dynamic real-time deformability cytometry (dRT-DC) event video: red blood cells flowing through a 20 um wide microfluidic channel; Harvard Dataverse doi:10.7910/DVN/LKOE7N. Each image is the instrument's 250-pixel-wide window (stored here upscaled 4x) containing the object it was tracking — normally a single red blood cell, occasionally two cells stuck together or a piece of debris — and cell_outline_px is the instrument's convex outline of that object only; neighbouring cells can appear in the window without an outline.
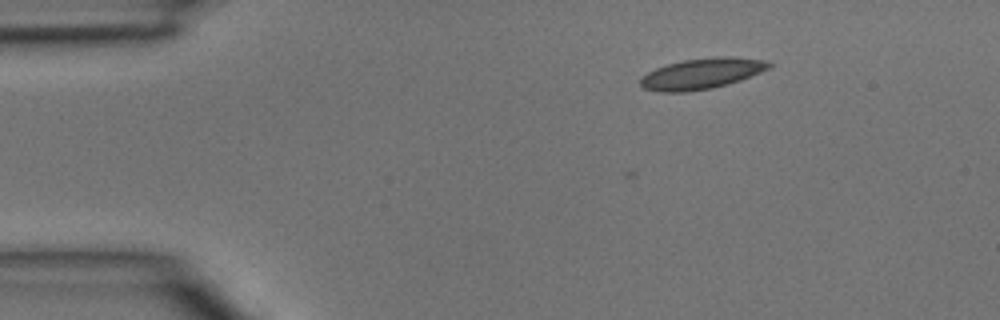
{"species": "common noctule bat (a hibernating species)", "species_latin": "Nyctalus noctula", "temperature_condition": "room temperature", "stored_images_in_passage": 40, "camera_frame_rate_fps": 3000, "um_per_image_px": 0.085, "animal": {"sex": "male", "body_mass_g": 15.6}, "frame": {"image": 1, "passage_image": 1, "time_ms": 0.0, "image_size_px": [1000, 320], "cell_outline_px": [[772, 64], [768, 68], [760, 72], [740, 80], [728, 84], [712, 88], [688, 92], [660, 92], [644, 88], [640, 84], [640, 80], [648, 72], [656, 68], [668, 64], [684, 60], [720, 56], [728, 56], [764, 60]], "centroid_in_image_um": [59.64, 6.26], "position_along_channel_um": 25.4, "area_um2": 22.77}}
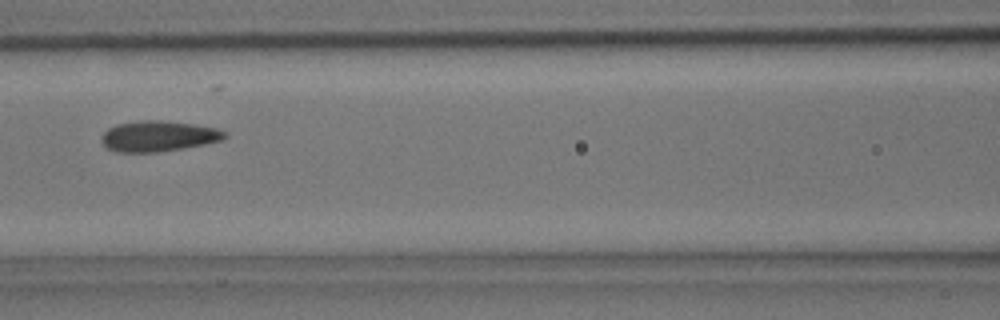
{"frame": {"image": 2, "passage_image": 14, "time_ms": 4.333, "image_size_px": [1000, 320], "cell_outline_px": [[228, 136], [224, 140], [184, 148], [156, 152], [116, 152], [108, 148], [100, 140], [104, 132], [108, 128], [116, 124], [144, 120], [160, 120], [192, 124], [216, 128], [224, 132]], "centroid_in_image_um": [13.46, 11.57], "position_along_channel_um": 153.1, "area_um2": 21.91}}
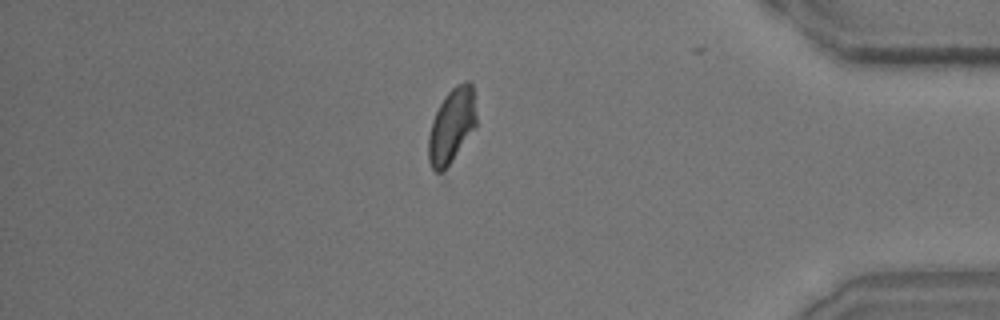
{"frame": {"image": 3, "passage_image": 33, "time_ms": 10.667, "image_size_px": [1000, 320], "cell_outline_px": [[476, 128], [448, 184], [444, 184], [432, 168], [428, 160], [428, 136], [432, 120], [444, 96], [456, 84], [464, 80], [468, 80], [472, 84], [476, 116]], "centroid_in_image_um": [38.4, 11.06], "position_along_channel_um": 396.8, "area_um2": 23.7}}